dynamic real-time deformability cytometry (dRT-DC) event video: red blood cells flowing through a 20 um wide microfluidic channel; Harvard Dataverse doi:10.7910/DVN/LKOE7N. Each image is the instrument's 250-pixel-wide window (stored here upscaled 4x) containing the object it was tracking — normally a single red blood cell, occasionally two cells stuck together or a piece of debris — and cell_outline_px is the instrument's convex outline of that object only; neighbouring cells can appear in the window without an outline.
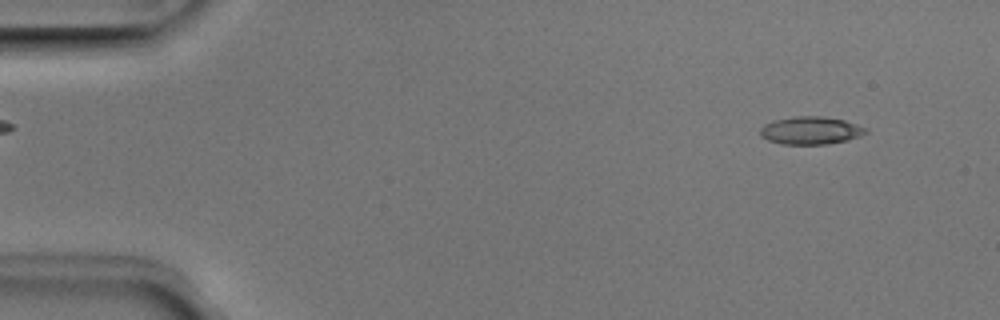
{"species": "Egyptian fruit bat (a non-hibernating species)", "species_latin": "Rousettus aegyptiacus", "temperature_condition": "room temperature", "stored_images_in_passage": 47, "camera_frame_rate_fps": 3000, "um_per_image_px": 0.085, "animal": {"sex": "male"}, "frame": {"image": 1, "passage_image": 1, "time_ms": 0.0, "image_size_px": [1000, 320], "cell_outline_px": [[868, 132], [860, 136], [848, 140], [828, 144], [784, 144], [768, 140], [760, 136], [760, 128], [764, 124], [772, 120], [792, 116], [824, 116], [844, 120], [868, 128]], "centroid_in_image_um": [68.91, 11.08], "position_along_channel_um": 16.1, "area_um2": 17.28}}
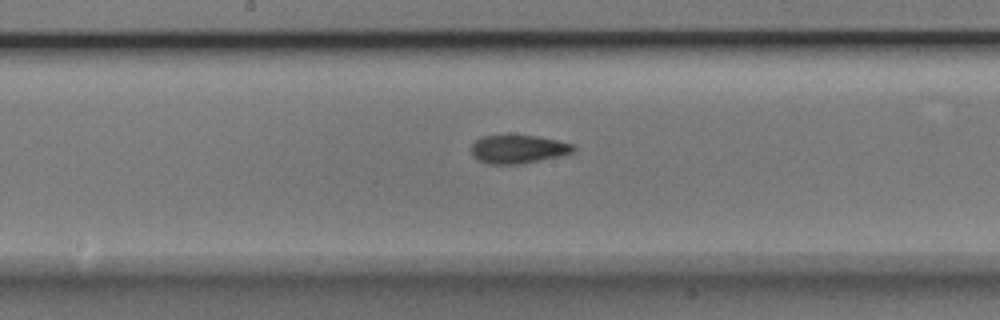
{"frame": {"image": 2, "passage_image": 23, "time_ms": 7.333, "image_size_px": [1000, 320], "cell_outline_px": [[576, 148], [572, 152], [540, 160], [520, 164], [488, 164], [472, 156], [472, 144], [480, 136], [536, 136], [576, 144]], "centroid_in_image_um": [44.04, 12.68], "position_along_channel_um": 204.2, "area_um2": 16.65}}
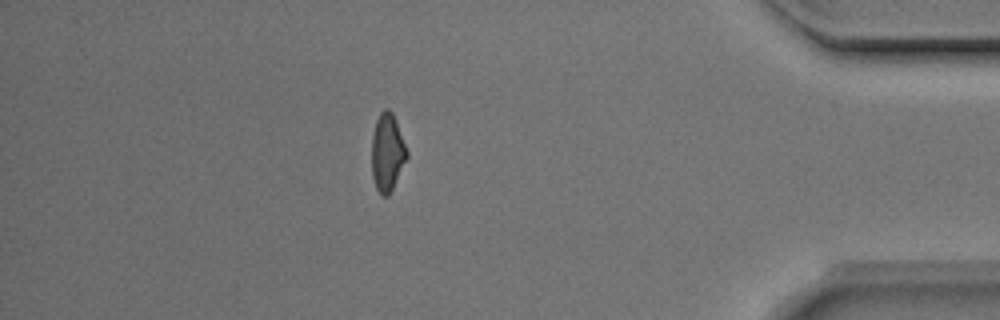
{"frame": {"image": 3, "passage_image": 41, "time_ms": 13.333, "image_size_px": [1000, 320], "cell_outline_px": [[408, 156], [388, 196], [380, 196], [376, 188], [372, 176], [372, 136], [376, 120], [380, 112], [384, 108], [388, 108], [392, 112], [396, 120], [408, 152]], "centroid_in_image_um": [32.91, 12.94], "position_along_channel_um": 402.3, "area_um2": 15.9}, "authors_computed_cell_mechanics": {"area_um2": 16.6464, "velocity_mm_per_s": 3.9791, "shape_relaxation_time_tau1_ms": null, "shape_relaxation_time_tau2_ms": 3.0217, "deformation_change_tau1": null, "deformation_change_tau2": 0.1038}}